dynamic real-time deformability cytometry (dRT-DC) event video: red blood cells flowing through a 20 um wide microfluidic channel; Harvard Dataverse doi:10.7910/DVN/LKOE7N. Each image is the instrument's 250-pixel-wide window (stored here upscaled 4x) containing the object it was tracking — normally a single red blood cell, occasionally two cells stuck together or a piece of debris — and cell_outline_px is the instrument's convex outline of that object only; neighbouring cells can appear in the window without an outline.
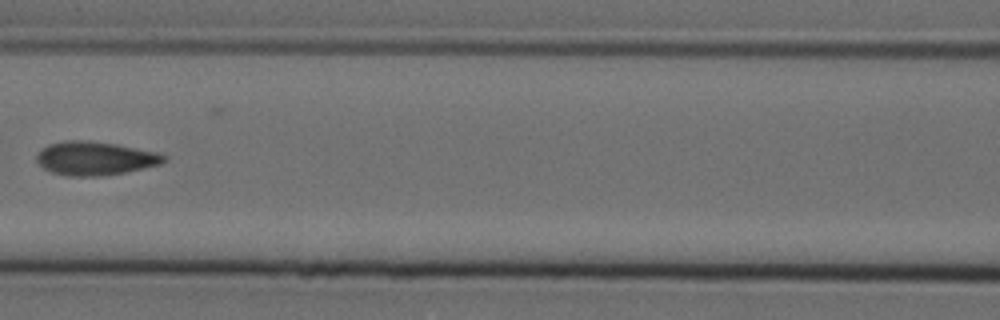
{"species": "Egyptian fruit bat (a non-hibernating species)", "species_latin": "Rousettus aegyptiacus", "temperature_condition": "cold", "stored_images_in_passage": 10, "camera_frame_rate_fps": 3000, "um_per_image_px": 0.085, "animal": {"sex": "female"}, "frame": {"image": 1, "passage_image": 6, "time_ms": 1.667, "image_size_px": [1000, 320], "cell_outline_px": [[168, 160], [160, 164], [124, 172], [100, 176], [68, 176], [52, 172], [44, 168], [36, 160], [36, 156], [48, 144], [64, 140], [88, 140], [116, 144], [156, 152], [168, 156]], "centroid_in_image_um": [8.09, 13.45], "position_along_channel_um": 158.5, "area_um2": 24.8}}